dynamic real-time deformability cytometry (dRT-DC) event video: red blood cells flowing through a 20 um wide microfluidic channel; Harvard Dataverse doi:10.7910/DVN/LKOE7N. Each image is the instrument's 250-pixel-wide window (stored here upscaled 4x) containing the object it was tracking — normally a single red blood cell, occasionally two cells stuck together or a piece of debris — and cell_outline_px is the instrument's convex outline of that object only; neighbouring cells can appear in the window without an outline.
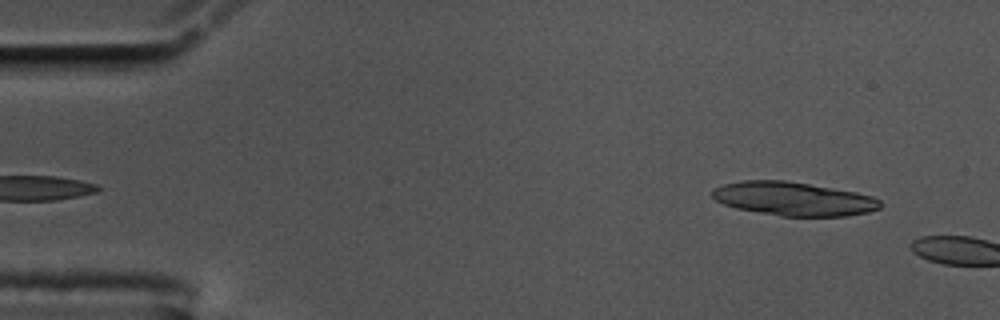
{"species": "common noctule bat (a hibernating species)", "species_latin": "Nyctalus noctula", "temperature_condition": "cold", "stored_images_in_passage": 4, "camera_frame_rate_fps": 3000, "um_per_image_px": 0.085, "animal": {"sex": "male", "body_mass_g": 17.5, "forearm_length_mm": 52.3}, "frame": {"image": 1, "passage_image": 2, "time_ms": 0.333, "image_size_px": [1000, 320], "cell_outline_px": [[884, 204], [880, 208], [868, 212], [848, 216], [780, 216], [736, 208], [724, 204], [716, 200], [712, 196], [712, 188], [724, 184], [740, 180], [784, 180], [856, 192], [872, 196], [880, 200]], "centroid_in_image_um": [67.45, 16.9], "position_along_channel_um": 17.5, "area_um2": 33.0}}